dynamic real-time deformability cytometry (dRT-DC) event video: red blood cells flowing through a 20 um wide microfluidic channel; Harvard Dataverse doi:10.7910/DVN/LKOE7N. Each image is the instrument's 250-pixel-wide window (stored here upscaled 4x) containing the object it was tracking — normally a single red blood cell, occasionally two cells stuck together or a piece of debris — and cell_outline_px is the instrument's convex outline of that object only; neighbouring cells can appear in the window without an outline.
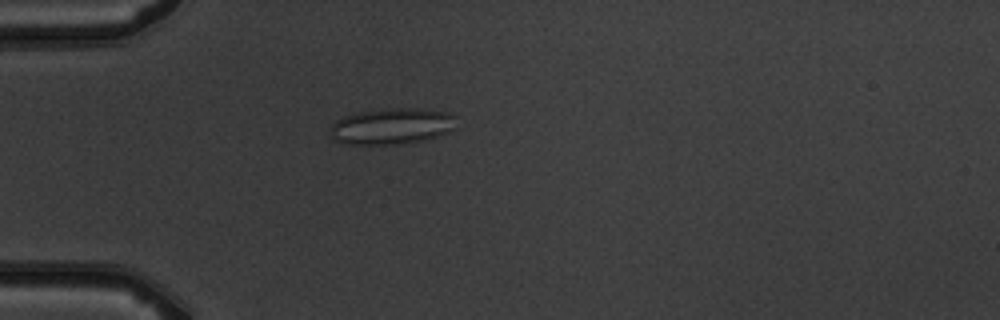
{"species": "common noctule bat (a hibernating species)", "species_latin": "Nyctalus noctula", "temperature_condition": "warm", "stored_images_in_passage": 6, "camera_frame_rate_fps": 3000, "um_per_image_px": 0.085, "animal": {"sex": "male", "body_mass_g": 19.5, "forearm_length_mm": 54.6}, "frame": {"image": 1, "passage_image": 4, "time_ms": 3.333, "image_size_px": [1000, 320], "cell_outline_px": [[456, 128], [448, 132], [424, 140], [400, 144], [344, 144], [332, 140], [328, 132], [328, 128], [336, 120], [344, 116], [360, 112], [388, 108], [416, 108], [448, 112], [456, 116]], "centroid_in_image_um": [33.27, 10.73], "position_along_channel_um": 51.7, "area_um2": 26.93}}
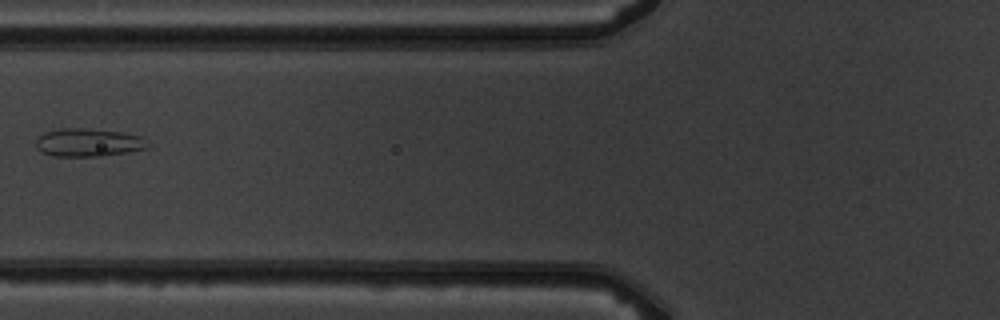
{"frame": {"image": 2, "passage_image": 6, "time_ms": 5.333, "image_size_px": [1000, 320], "cell_outline_px": [[152, 144], [148, 148], [128, 152], [100, 156], [52, 156], [40, 152], [36, 148], [36, 140], [44, 132], [60, 128], [84, 128], [124, 132], [140, 136]], "centroid_in_image_um": [7.52, 12.11], "position_along_channel_um": 118.3, "area_um2": 18.55}}